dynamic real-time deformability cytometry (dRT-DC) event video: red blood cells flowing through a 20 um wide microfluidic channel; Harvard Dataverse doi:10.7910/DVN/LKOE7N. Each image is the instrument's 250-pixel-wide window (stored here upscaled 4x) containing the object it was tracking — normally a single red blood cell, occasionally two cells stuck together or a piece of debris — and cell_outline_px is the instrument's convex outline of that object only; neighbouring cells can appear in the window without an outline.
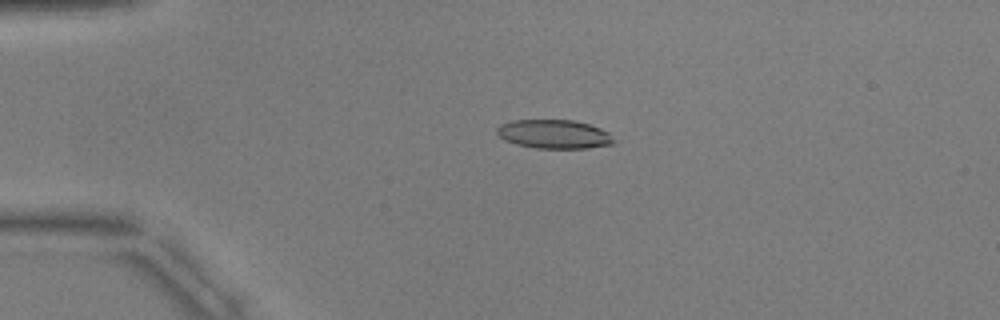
{"species": "common noctule bat (a hibernating species)", "species_latin": "Nyctalus noctula", "temperature_condition": "warm", "stored_images_in_passage": 3, "camera_frame_rate_fps": 3000, "um_per_image_px": 0.085, "animal": {"sex": "male", "body_mass_g": 17.9, "forearm_length_mm": 54.2}, "frame": {"image": 1, "passage_image": 2, "time_ms": 1.0, "image_size_px": [1000, 320], "cell_outline_px": [[616, 144], [588, 148], [536, 148], [516, 144], [504, 140], [496, 132], [496, 128], [500, 124], [512, 120], [572, 120], [588, 124], [600, 128], [608, 132], [616, 140]], "centroid_in_image_um": [47.11, 11.4], "position_along_channel_um": 37.9, "area_um2": 19.77}}